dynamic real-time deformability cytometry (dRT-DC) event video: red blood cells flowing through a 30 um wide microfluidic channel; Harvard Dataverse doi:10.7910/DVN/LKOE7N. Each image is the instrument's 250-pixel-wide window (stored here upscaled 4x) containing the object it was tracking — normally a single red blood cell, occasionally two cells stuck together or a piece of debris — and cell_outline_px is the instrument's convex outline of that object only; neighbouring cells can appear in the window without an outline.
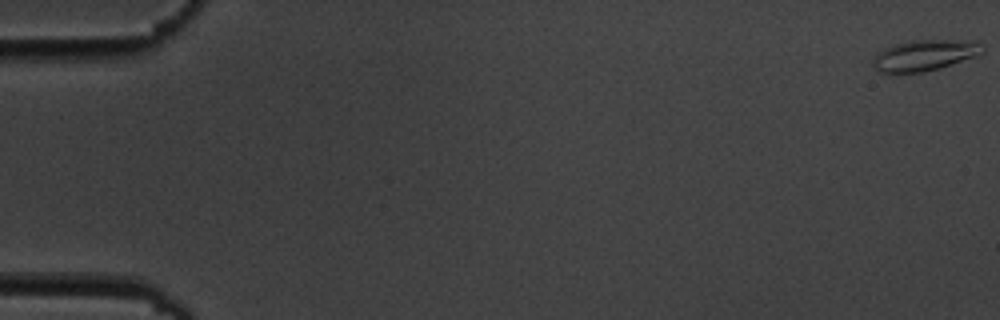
{"species": "common noctule bat (a hibernating species)", "species_latin": "Nyctalus noctula", "temperature_condition": "cold", "stored_images_in_passage": 5, "camera_frame_rate_fps": 3000, "um_per_image_px": 0.085, "animal": {"sex": "male", "body_mass_g": 19.5, "forearm_length_mm": 54.6}, "frame": {"image": 1, "passage_image": 1, "time_ms": 0.0, "image_size_px": [1000, 320], "cell_outline_px": [[984, 52], [976, 56], [940, 68], [924, 72], [896, 76], [880, 72], [872, 68], [872, 60], [876, 52], [892, 44], [912, 40], [976, 40], [984, 48]], "centroid_in_image_um": [78.5, 4.73], "position_along_channel_um": 6.5, "area_um2": 20.63}}
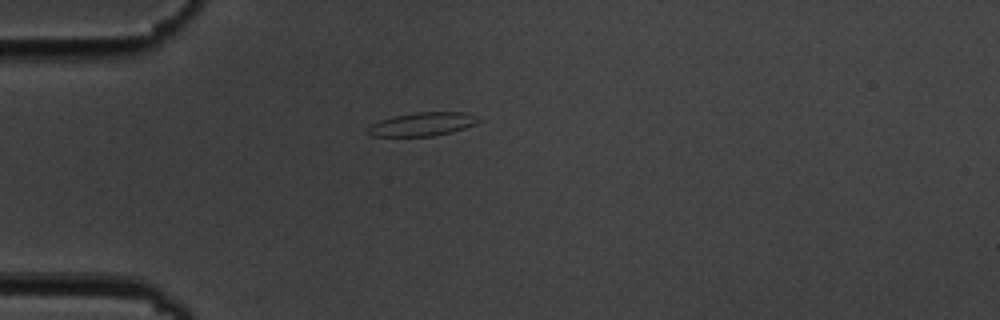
{"frame": {"image": 2, "passage_image": 5, "time_ms": 5.333, "image_size_px": [1000, 320], "cell_outline_px": [[484, 120], [476, 124], [452, 132], [436, 136], [372, 136], [364, 132], [372, 124], [380, 120], [392, 116], [416, 112], [468, 112]], "centroid_in_image_um": [35.93, 10.55], "position_along_channel_um": 49.1, "area_um2": 15.43}}